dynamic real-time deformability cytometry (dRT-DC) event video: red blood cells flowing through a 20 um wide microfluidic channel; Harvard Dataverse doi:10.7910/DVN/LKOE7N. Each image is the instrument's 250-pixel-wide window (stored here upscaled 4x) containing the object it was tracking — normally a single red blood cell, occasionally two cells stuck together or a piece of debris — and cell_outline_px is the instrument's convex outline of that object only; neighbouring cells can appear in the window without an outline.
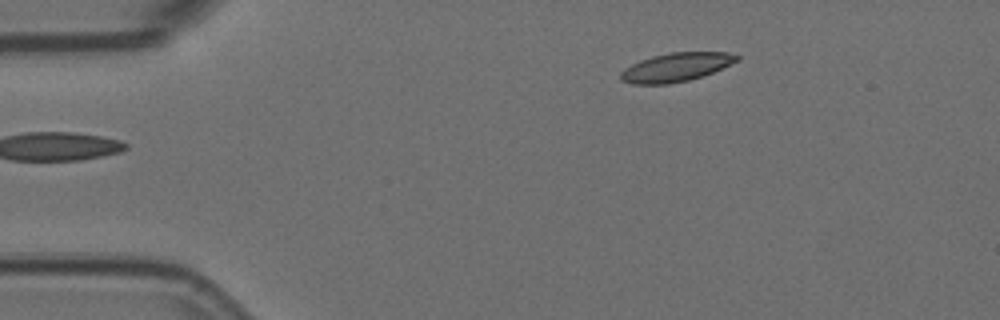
{"species": "Egyptian fruit bat (a non-hibernating species)", "species_latin": "Rousettus aegyptiacus", "temperature_condition": "room temperature", "stored_images_in_passage": 3, "camera_frame_rate_fps": 3000, "um_per_image_px": 0.085, "animal": {"sex": "female"}, "frame": {"image": 1, "passage_image": 3, "time_ms": 0.667, "image_size_px": [1000, 320], "cell_outline_px": [[740, 60], [712, 72], [688, 80], [668, 84], [632, 84], [620, 80], [620, 72], [624, 68], [640, 60], [652, 56], [672, 52], [728, 52], [740, 56]], "centroid_in_image_um": [57.44, 5.71], "position_along_channel_um": 27.6, "area_um2": 19.36}}